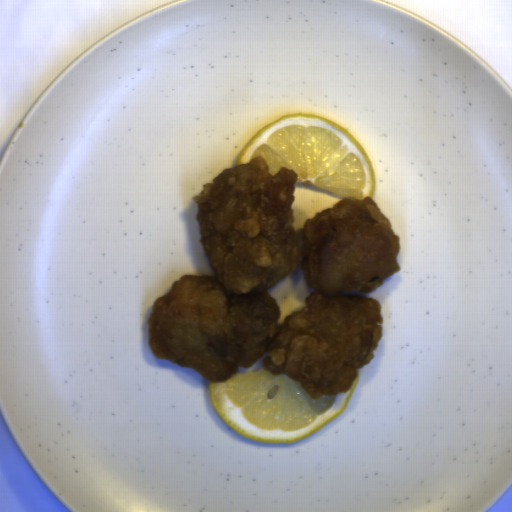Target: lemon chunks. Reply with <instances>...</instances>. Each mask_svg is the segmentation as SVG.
<instances>
[{
	"mask_svg": "<svg viewBox=\"0 0 512 512\" xmlns=\"http://www.w3.org/2000/svg\"><path fill=\"white\" fill-rule=\"evenodd\" d=\"M257 157L271 176L290 168L296 184L345 199H372L375 178L367 153L343 127L315 114L293 113L267 124L248 140L235 165Z\"/></svg>",
	"mask_w": 512,
	"mask_h": 512,
	"instance_id": "1",
	"label": "lemon chunks"
},
{
	"mask_svg": "<svg viewBox=\"0 0 512 512\" xmlns=\"http://www.w3.org/2000/svg\"><path fill=\"white\" fill-rule=\"evenodd\" d=\"M342 395L311 398L299 381L265 368L235 373L224 382H209L214 410L225 424L256 442L292 443L338 418L357 384Z\"/></svg>",
	"mask_w": 512,
	"mask_h": 512,
	"instance_id": "2",
	"label": "lemon chunks"
}]
</instances>
